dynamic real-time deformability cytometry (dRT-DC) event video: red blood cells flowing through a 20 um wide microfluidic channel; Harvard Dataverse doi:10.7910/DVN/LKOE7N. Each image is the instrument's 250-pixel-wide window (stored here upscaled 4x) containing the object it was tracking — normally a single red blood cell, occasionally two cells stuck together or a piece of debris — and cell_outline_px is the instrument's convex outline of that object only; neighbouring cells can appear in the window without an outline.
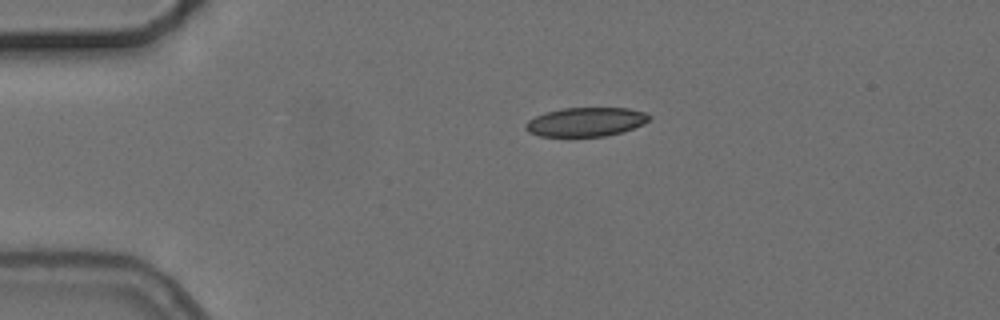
{"species": "common noctule bat (a hibernating species)", "species_latin": "Nyctalus noctula", "temperature_condition": "cold", "stored_images_in_passage": 2, "camera_frame_rate_fps": 3000, "um_per_image_px": 0.085, "animal": {"sex": "female", "body_mass_g": 24.6, "forearm_length_mm": 56.2}, "frame": {"image": 1, "passage_image": 1, "time_ms": 0.0, "image_size_px": [1000, 320], "cell_outline_px": [[652, 120], [644, 124], [620, 132], [604, 136], [540, 136], [528, 132], [524, 128], [524, 124], [528, 120], [544, 112], [564, 108], [628, 108], [644, 112], [652, 116]], "centroid_in_image_um": [49.79, 10.35], "position_along_channel_um": 35.2, "area_um2": 20.92}}